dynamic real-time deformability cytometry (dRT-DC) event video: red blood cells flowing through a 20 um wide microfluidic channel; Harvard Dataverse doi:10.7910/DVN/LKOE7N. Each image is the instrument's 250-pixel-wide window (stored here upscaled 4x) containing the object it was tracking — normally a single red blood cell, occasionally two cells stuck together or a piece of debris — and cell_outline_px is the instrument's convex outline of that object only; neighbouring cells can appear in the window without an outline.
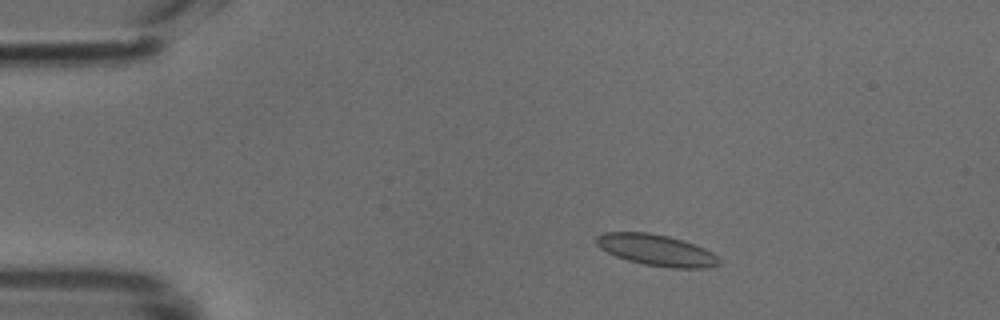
{"species": "common noctule bat (a hibernating species)", "species_latin": "Nyctalus noctula", "temperature_condition": "cold", "stored_images_in_passage": 47, "camera_frame_rate_fps": 3000, "um_per_image_px": 0.085, "animal": {"sex": "male", "body_mass_g": 18.8}, "frame": {"image": 1, "passage_image": 7, "time_ms": 2.0, "image_size_px": [1000, 320], "cell_outline_px": [[720, 264], [708, 268], [668, 268], [644, 264], [628, 260], [616, 256], [600, 248], [596, 244], [596, 236], [604, 232], [648, 232], [668, 236], [684, 240], [704, 248], [712, 252], [720, 260]], "centroid_in_image_um": [55.8, 21.26], "position_along_channel_um": 29.2, "area_um2": 22.43}}
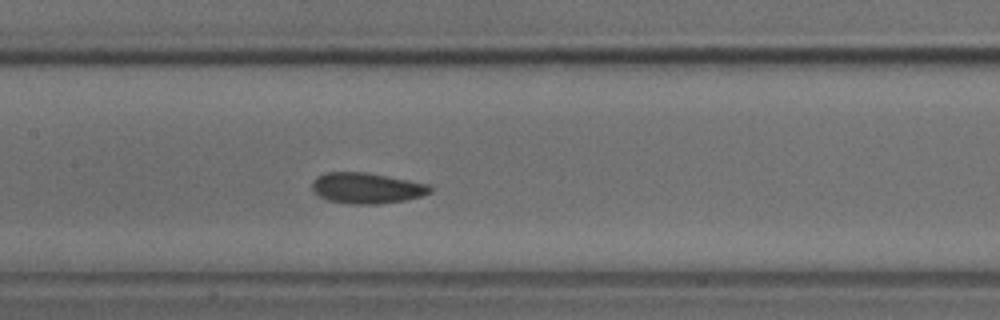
{"frame": {"image": 2, "passage_image": 22, "time_ms": 7.0, "image_size_px": [1000, 320], "cell_outline_px": [[432, 192], [420, 196], [404, 200], [380, 204], [352, 204], [328, 200], [320, 196], [312, 188], [312, 180], [316, 176], [328, 172], [368, 172], [428, 184], [432, 188]], "centroid_in_image_um": [31.16, 15.98], "position_along_channel_um": 176.2, "area_um2": 21.1}}
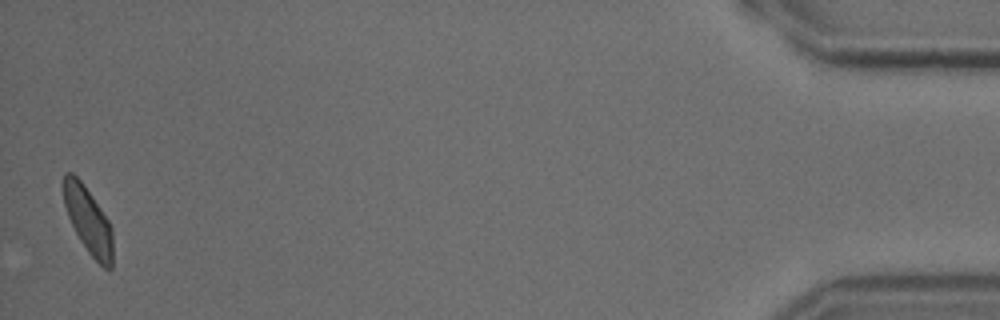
{"frame": {"image": 3, "passage_image": 47, "time_ms": 15.333, "image_size_px": [1000, 320], "cell_outline_px": [[112, 268], [104, 268], [88, 252], [80, 240], [68, 216], [64, 204], [60, 184], [64, 172], [72, 172], [80, 180], [92, 196], [108, 220], [112, 228]], "centroid_in_image_um": [7.45, 18.66], "position_along_channel_um": 427.7, "area_um2": 19.13}}